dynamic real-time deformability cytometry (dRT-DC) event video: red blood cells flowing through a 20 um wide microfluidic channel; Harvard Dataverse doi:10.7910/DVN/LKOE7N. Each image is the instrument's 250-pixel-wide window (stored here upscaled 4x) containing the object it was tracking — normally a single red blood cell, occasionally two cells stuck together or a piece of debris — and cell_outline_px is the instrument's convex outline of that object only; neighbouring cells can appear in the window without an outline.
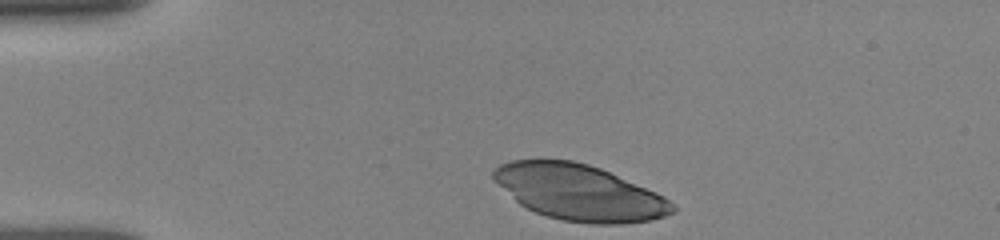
{"species": "human", "species_latin": "Homo sapiens", "temperature_condition": "room temperature", "stored_images_in_passage": 31, "camera_frame_rate_fps": 3000, "um_per_image_px": 0.085, "donor": {"sex": "female"}, "frame": {"image": 1, "passage_image": 1, "time_ms": 0.0, "image_size_px": [1000, 240], "cell_outline_px": [[676, 212], [652, 220], [620, 224], [588, 224], [564, 220], [548, 216], [536, 212], [520, 204], [492, 176], [492, 172], [500, 164], [512, 160], [572, 160], [588, 164], [600, 168], [656, 192], [664, 196], [676, 208]], "centroid_in_image_um": [49.28, 16.36], "position_along_channel_um": 35.7, "area_um2": 57.51}}